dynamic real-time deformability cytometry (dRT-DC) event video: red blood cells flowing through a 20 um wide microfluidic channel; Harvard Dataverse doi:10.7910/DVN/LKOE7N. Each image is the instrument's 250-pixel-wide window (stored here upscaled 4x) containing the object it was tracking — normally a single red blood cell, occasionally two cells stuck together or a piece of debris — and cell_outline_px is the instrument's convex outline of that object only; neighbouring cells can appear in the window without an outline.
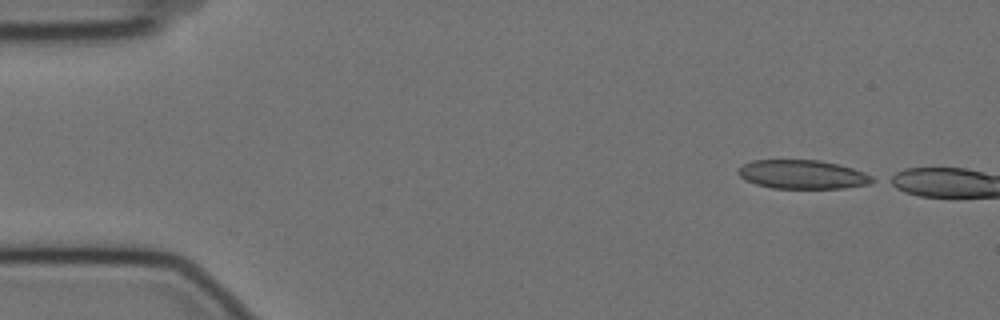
{"species": "Egyptian fruit bat (a non-hibernating species)", "species_latin": "Rousettus aegyptiacus", "temperature_condition": "cold", "stored_images_in_passage": 7, "camera_frame_rate_fps": 3000, "um_per_image_px": 0.085, "animal": {"sex": "female"}, "frame": {"image": 1, "passage_image": 1, "time_ms": 0.0, "image_size_px": [1000, 320], "cell_outline_px": [[876, 180], [868, 184], [848, 188], [772, 188], [756, 184], [744, 180], [736, 172], [736, 168], [752, 160], [820, 160], [852, 168], [864, 172], [872, 176]], "centroid_in_image_um": [68.18, 14.83], "position_along_channel_um": 16.8, "area_um2": 22.66}}